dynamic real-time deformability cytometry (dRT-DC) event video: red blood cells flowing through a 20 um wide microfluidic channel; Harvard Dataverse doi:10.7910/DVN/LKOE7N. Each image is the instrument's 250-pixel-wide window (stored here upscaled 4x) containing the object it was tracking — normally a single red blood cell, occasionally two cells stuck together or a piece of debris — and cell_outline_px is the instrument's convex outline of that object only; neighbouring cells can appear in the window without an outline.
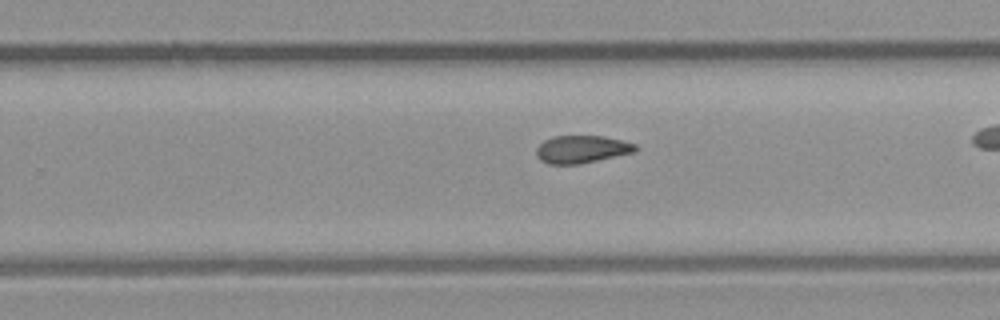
{"species": "common noctule bat (a hibernating species)", "species_latin": "Nyctalus noctula", "temperature_condition": "room temperature", "stored_images_in_passage": 25, "camera_frame_rate_fps": 3000, "um_per_image_px": 0.085, "animal": {"sex": "male", "body_mass_g": 23.1, "forearm_length_mm": 52.7}, "frame": {"image": 1, "passage_image": 18, "time_ms": 5.667, "image_size_px": [1000, 320], "cell_outline_px": [[636, 152], [580, 164], [548, 164], [540, 160], [536, 156], [536, 148], [544, 140], [552, 136], [604, 136], [636, 144]], "centroid_in_image_um": [49.42, 12.69], "position_along_channel_um": 280.4, "area_um2": 16.01}}